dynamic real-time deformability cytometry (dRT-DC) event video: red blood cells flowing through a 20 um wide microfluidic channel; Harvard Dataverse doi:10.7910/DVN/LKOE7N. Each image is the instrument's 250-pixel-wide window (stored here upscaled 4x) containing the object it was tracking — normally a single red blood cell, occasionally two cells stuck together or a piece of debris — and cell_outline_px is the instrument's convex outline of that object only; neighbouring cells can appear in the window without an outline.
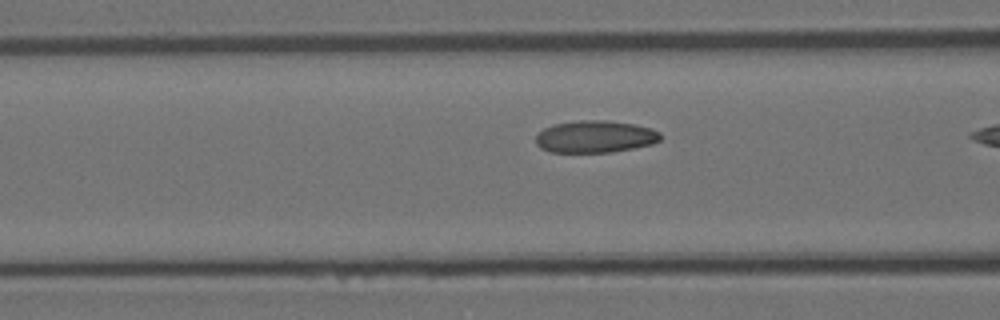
{"species": "Egyptian fruit bat (a non-hibernating species)", "species_latin": "Rousettus aegyptiacus", "temperature_condition": "room temperature", "stored_images_in_passage": 10, "camera_frame_rate_fps": 3000, "um_per_image_px": 0.085, "animal": {"sex": "female"}, "frame": {"image": 1, "passage_image": 9, "time_ms": 2.667, "image_size_px": [1000, 320], "cell_outline_px": [[660, 140], [652, 144], [612, 152], [552, 152], [540, 148], [536, 144], [536, 136], [544, 128], [552, 124], [580, 120], [608, 120], [632, 124], [652, 128], [660, 132]], "centroid_in_image_um": [50.58, 11.61], "position_along_channel_um": 116.0, "area_um2": 23.35}}